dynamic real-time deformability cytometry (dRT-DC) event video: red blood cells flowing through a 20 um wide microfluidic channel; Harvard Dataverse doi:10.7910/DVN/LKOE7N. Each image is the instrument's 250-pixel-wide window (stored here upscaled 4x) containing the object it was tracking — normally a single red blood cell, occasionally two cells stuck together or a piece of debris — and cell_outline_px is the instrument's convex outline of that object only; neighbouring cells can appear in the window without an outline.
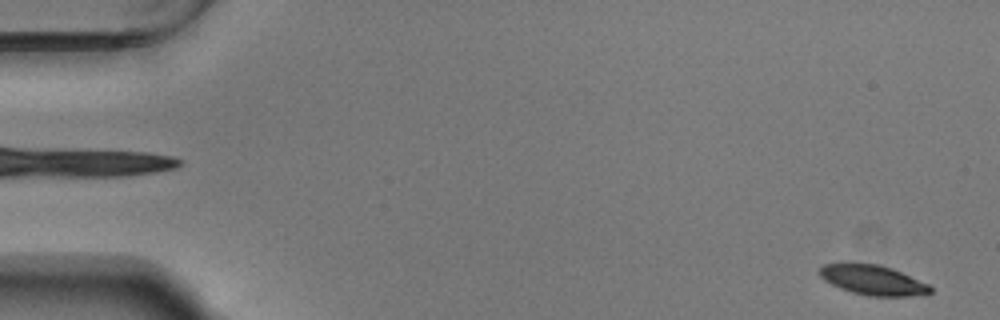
{"species": "Egyptian fruit bat (a non-hibernating species)", "species_latin": "Rousettus aegyptiacus", "temperature_condition": "warm", "stored_images_in_passage": 55, "camera_frame_rate_fps": 3000, "um_per_image_px": 0.085, "animal": {"sex": "male"}, "frame": {"image": 1, "passage_image": 2, "time_ms": 0.333, "image_size_px": [1000, 320], "cell_outline_px": [[932, 292], [912, 296], [868, 296], [852, 292], [840, 288], [824, 280], [820, 276], [820, 268], [824, 264], [876, 264], [892, 268], [928, 284], [932, 288]], "centroid_in_image_um": [74.21, 23.82], "position_along_channel_um": 10.8, "area_um2": 18.9}}
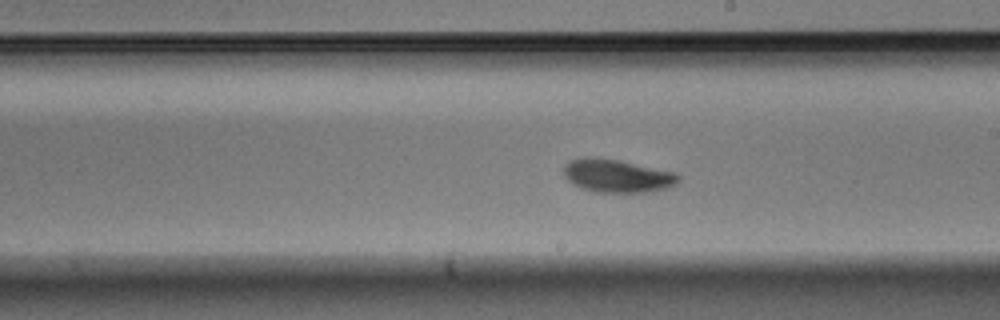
{"frame": {"image": 2, "passage_image": 32, "time_ms": 10.333, "image_size_px": [1000, 320], "cell_outline_px": [[680, 180], [676, 184], [668, 188], [648, 192], [596, 192], [580, 188], [572, 184], [564, 176], [564, 164], [568, 160], [584, 156], [620, 160], [676, 172], [680, 176]], "centroid_in_image_um": [52.45, 14.94], "position_along_channel_um": 236.6, "area_um2": 22.48}}
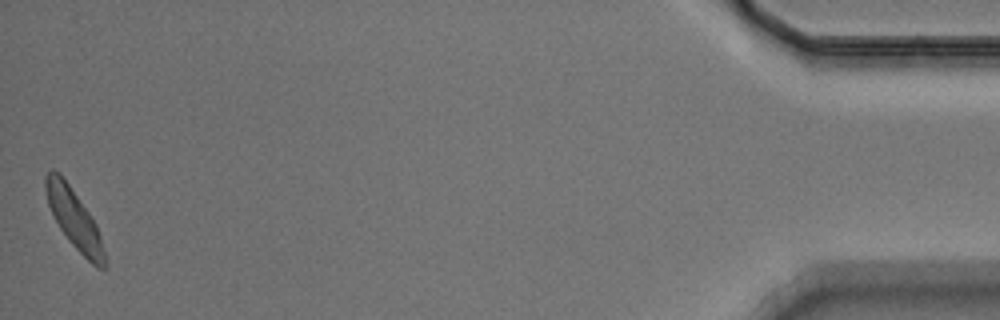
{"frame": {"image": 3, "passage_image": 55, "time_ms": 18.0, "image_size_px": [1000, 320], "cell_outline_px": [[108, 264], [104, 268], [96, 268], [68, 240], [60, 228], [48, 204], [44, 188], [44, 176], [52, 168], [60, 172], [88, 212], [96, 224], [100, 236]], "centroid_in_image_um": [6.3, 18.6], "position_along_channel_um": 428.9, "area_um2": 20.17}, "authors_computed_cell_mechanics": {"area_um2": 20.6346, "velocity_mm_per_s": 3.6754, "shape_relaxation_time_tau1_ms": 2.3373, "shape_relaxation_time_tau2_ms": null, "deformation_change_tau1": 0.112, "deformation_change_tau2": null}}